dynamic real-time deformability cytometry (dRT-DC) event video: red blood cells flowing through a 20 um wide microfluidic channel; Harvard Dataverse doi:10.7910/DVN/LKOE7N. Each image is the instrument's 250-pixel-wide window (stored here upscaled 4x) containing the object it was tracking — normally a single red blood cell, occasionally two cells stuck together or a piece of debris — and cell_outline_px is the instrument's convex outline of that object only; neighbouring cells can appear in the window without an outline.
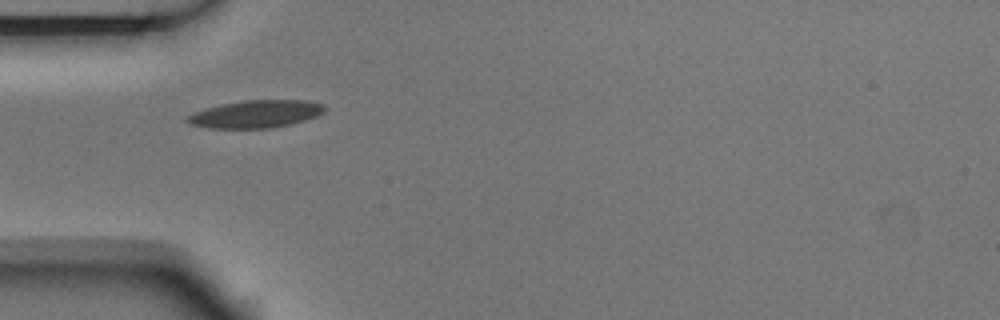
{"species": "Egyptian fruit bat (a non-hibernating species)", "species_latin": "Rousettus aegyptiacus", "temperature_condition": "room temperature", "stored_images_in_passage": 2, "camera_frame_rate_fps": 3000, "um_per_image_px": 0.085, "animal": {"sex": "male"}, "frame": {"image": 1, "passage_image": 1, "time_ms": 0.0, "image_size_px": [1000, 320], "cell_outline_px": [[328, 108], [324, 112], [316, 116], [292, 124], [268, 128], [208, 128], [192, 124], [184, 120], [188, 116], [196, 112], [220, 104], [244, 100], [308, 100], [324, 104]], "centroid_in_image_um": [21.8, 9.68], "position_along_channel_um": 63.2, "area_um2": 22.02}}
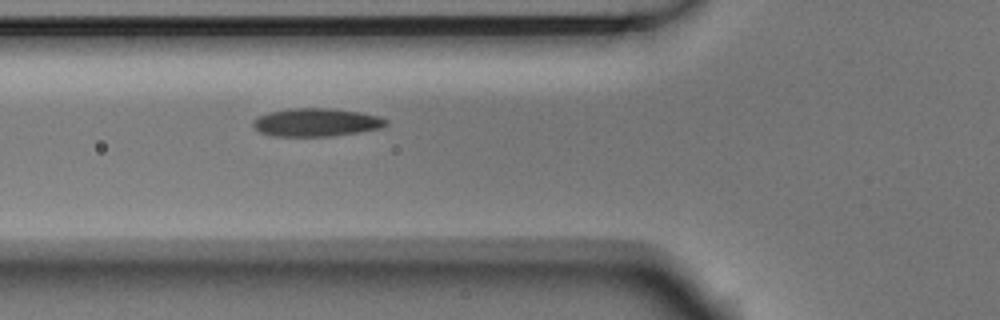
{"frame": {"image": 2, "passage_image": 2, "time_ms": 0.333, "image_size_px": [1000, 320], "cell_outline_px": [[388, 124], [380, 128], [332, 136], [272, 136], [260, 132], [252, 124], [252, 120], [268, 112], [288, 108], [332, 108], [360, 112], [380, 116], [388, 120]], "centroid_in_image_um": [26.88, 10.39], "position_along_channel_um": 98.9, "area_um2": 21.85}}